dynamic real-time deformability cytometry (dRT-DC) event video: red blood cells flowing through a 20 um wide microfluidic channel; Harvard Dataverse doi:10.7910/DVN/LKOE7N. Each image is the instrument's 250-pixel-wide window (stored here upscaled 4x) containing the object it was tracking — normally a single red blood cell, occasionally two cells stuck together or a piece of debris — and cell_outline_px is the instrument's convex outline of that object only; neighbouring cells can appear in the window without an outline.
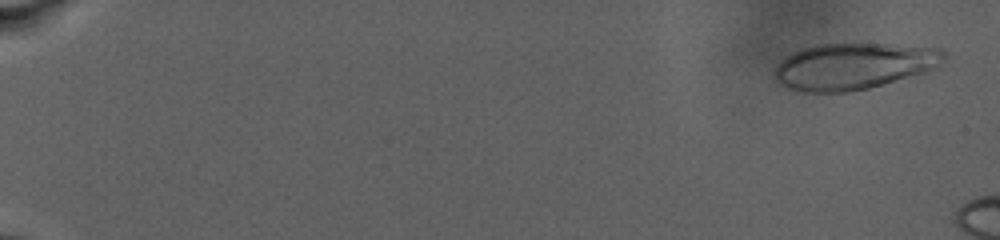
{"species": "human", "species_latin": "Homo sapiens", "temperature_condition": "warm", "stored_images_in_passage": 25, "camera_frame_rate_fps": 3000, "um_per_image_px": 0.085, "donor": {"sex": "male"}, "frame": {"image": 1, "passage_image": 4, "time_ms": 1.0, "image_size_px": [1000, 240], "cell_outline_px": [[944, 60], [940, 64], [924, 72], [868, 88], [848, 92], [804, 92], [788, 88], [780, 84], [776, 80], [776, 68], [788, 56], [804, 48], [816, 44], [884, 44], [940, 48], [944, 52]], "centroid_in_image_um": [72.56, 5.63], "position_along_channel_um": 12.4, "area_um2": 44.97}}